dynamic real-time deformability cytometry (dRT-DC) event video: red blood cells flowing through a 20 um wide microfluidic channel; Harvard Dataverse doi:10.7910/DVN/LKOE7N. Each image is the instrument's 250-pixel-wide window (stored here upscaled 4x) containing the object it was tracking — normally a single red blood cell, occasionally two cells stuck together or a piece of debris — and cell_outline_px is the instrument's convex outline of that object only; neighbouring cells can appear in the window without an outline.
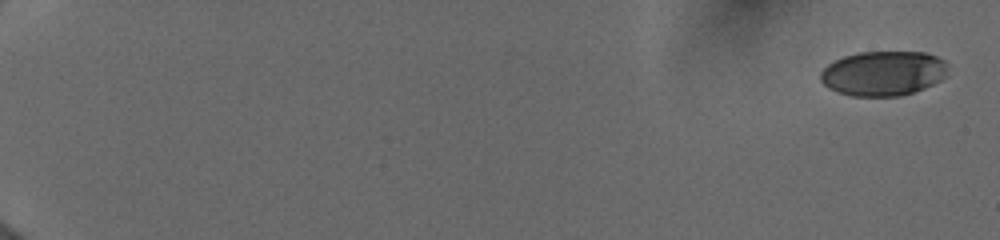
{"species": "human", "species_latin": "Homo sapiens", "temperature_condition": "cold", "stored_images_in_passage": 13, "camera_frame_rate_fps": 3000, "um_per_image_px": 0.085, "donor": {"sex": "female"}, "frame": {"image": 1, "passage_image": 1, "time_ms": 0.0, "image_size_px": [1000, 240], "cell_outline_px": [[948, 76], [924, 88], [900, 96], [852, 96], [836, 92], [828, 88], [820, 80], [820, 72], [828, 64], [844, 56], [856, 52], [924, 52], [936, 56], [944, 60], [948, 64]], "centroid_in_image_um": [75.09, 6.23], "position_along_channel_um": 9.9, "area_um2": 33.47}}
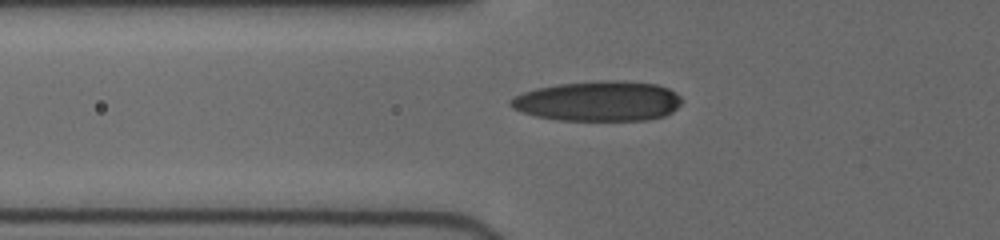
{"frame": {"image": 2, "passage_image": 11, "time_ms": 7.0, "image_size_px": [1000, 240], "cell_outline_px": [[684, 100], [672, 112], [664, 116], [648, 120], [560, 120], [536, 116], [512, 108], [508, 104], [508, 100], [524, 92], [536, 88], [556, 84], [600, 80], [620, 80], [656, 84], [668, 88], [676, 92]], "centroid_in_image_um": [50.87, 8.59], "position_along_channel_um": 74.9, "area_um2": 40.17}}
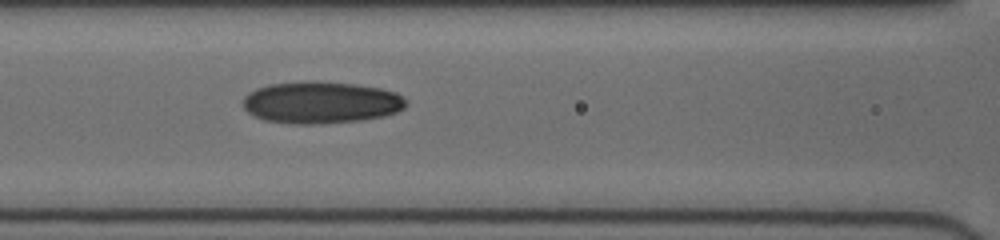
{"frame": {"image": 3, "passage_image": 13, "time_ms": 8.667, "image_size_px": [1000, 240], "cell_outline_px": [[408, 104], [404, 108], [396, 112], [384, 116], [364, 120], [320, 124], [288, 124], [264, 120], [248, 112], [244, 108], [244, 96], [256, 88], [272, 84], [308, 80], [356, 84], [380, 88], [396, 92], [404, 96], [408, 100]], "centroid_in_image_um": [27.33, 8.71], "position_along_channel_um": 139.3, "area_um2": 40.29}}